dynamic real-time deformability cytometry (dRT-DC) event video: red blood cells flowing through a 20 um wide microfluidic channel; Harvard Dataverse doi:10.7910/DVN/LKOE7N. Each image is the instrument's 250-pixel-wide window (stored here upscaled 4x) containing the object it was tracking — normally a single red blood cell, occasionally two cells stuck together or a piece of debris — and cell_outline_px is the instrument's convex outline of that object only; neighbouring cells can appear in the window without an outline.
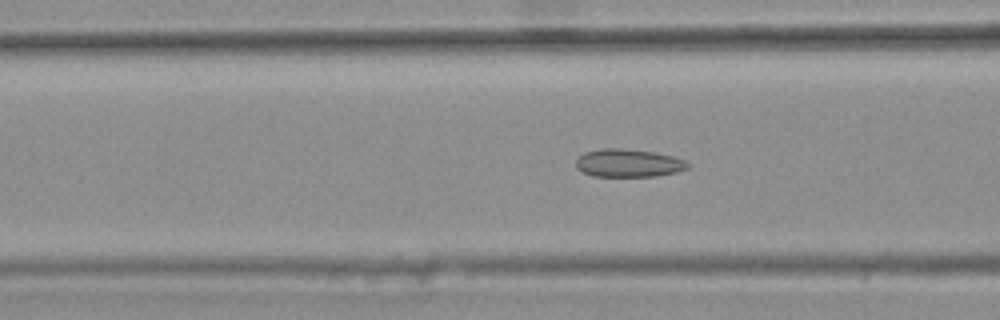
{"species": "common noctule bat (a hibernating species)", "species_latin": "Nyctalus noctula", "temperature_condition": "warm", "stored_images_in_passage": 48, "camera_frame_rate_fps": 3000, "um_per_image_px": 0.085, "animal": {"sex": "female", "body_mass_g": 25.1}, "frame": {"image": 1, "passage_image": 22, "time_ms": 7.0, "image_size_px": [1000, 320], "cell_outline_px": [[692, 164], [688, 168], [676, 172], [656, 176], [592, 176], [576, 168], [576, 160], [584, 152], [600, 148], [620, 148], [656, 152], [672, 156], [684, 160]], "centroid_in_image_um": [53.42, 13.85], "position_along_channel_um": 113.2, "area_um2": 18.32}}
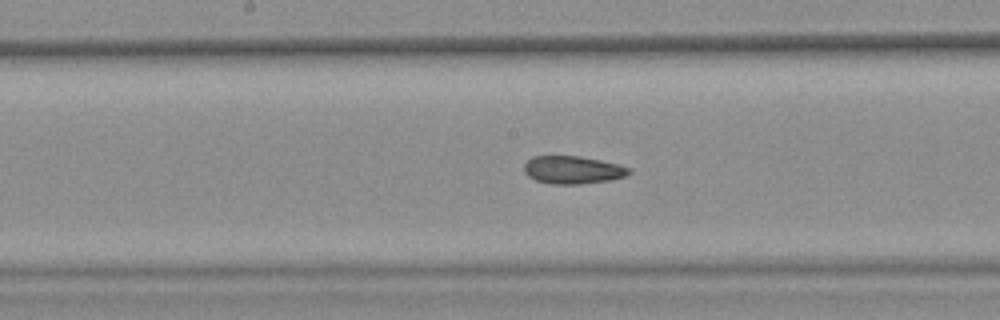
{"frame": {"image": 2, "passage_image": 29, "time_ms": 9.333, "image_size_px": [1000, 320], "cell_outline_px": [[632, 172], [628, 176], [612, 180], [580, 184], [552, 184], [536, 180], [528, 176], [524, 172], [524, 164], [532, 156], [580, 156], [600, 160], [632, 168]], "centroid_in_image_um": [48.72, 14.44], "position_along_channel_um": 199.5, "area_um2": 17.17}}
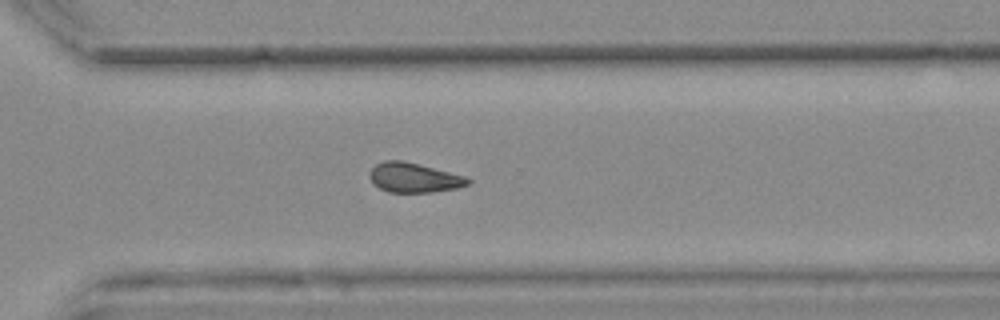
{"frame": {"image": 3, "passage_image": 40, "time_ms": 13.0, "image_size_px": [1000, 320], "cell_outline_px": [[472, 180], [468, 184], [456, 188], [432, 192], [388, 192], [372, 184], [368, 176], [368, 172], [376, 164], [384, 160], [404, 160], [420, 164], [464, 176]], "centroid_in_image_um": [35.13, 15.09], "position_along_channel_um": 335.5, "area_um2": 17.05}, "authors_computed_cell_mechanics": {"area_um2": 17.918, "velocity_mm_per_s": 3.7093, "shape_relaxation_time_tau1_ms": null, "shape_relaxation_time_tau2_ms": 3.5855, "deformation_change_tau1": null, "deformation_change_tau2": 0.0966}}